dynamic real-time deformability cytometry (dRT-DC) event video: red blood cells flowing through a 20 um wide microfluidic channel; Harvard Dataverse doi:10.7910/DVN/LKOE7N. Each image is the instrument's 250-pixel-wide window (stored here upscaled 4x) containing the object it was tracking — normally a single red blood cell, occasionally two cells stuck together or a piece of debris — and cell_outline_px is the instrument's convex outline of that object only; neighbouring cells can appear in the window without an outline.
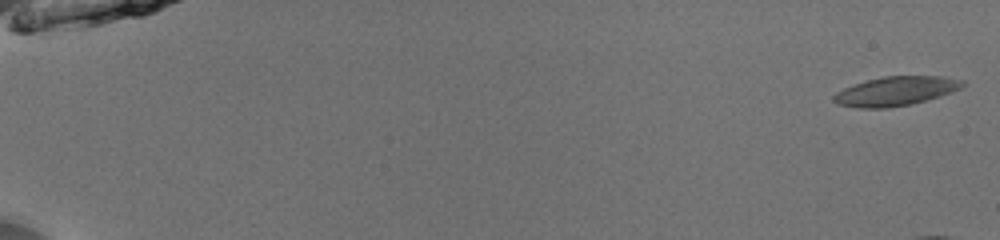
{"species": "common noctule bat (a hibernating species)", "species_latin": "Nyctalus noctula", "temperature_condition": "room temperature", "stored_images_in_passage": 21, "camera_frame_rate_fps": 3000, "um_per_image_px": 0.085, "animal": {"sex": "male", "body_mass_g": 13.0, "forearm_length_mm": 53.1}, "frame": {"image": 1, "passage_image": 1, "time_ms": 0.0, "image_size_px": [1000, 240], "cell_outline_px": [[964, 84], [960, 88], [940, 96], [912, 104], [888, 108], [860, 108], [836, 104], [832, 100], [832, 96], [836, 92], [844, 88], [868, 80], [884, 76], [944, 76], [964, 80]], "centroid_in_image_um": [76.12, 7.75], "position_along_channel_um": 8.9, "area_um2": 21.85}}